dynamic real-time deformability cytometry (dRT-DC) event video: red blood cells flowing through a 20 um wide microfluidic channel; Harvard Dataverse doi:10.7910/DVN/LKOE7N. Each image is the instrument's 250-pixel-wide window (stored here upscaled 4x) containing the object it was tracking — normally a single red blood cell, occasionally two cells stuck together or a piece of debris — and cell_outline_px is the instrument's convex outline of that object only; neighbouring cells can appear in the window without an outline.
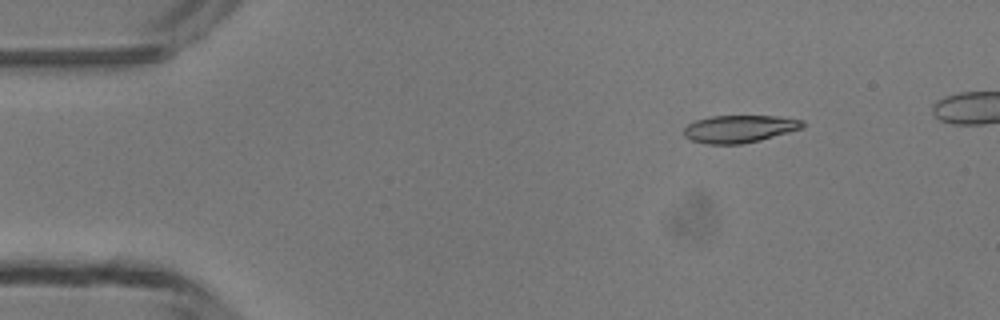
{"species": "common noctule bat (a hibernating species)", "species_latin": "Nyctalus noctula", "temperature_condition": "room temperature", "stored_images_in_passage": 5, "camera_frame_rate_fps": 3000, "um_per_image_px": 0.085, "animal": {"sex": "male", "body_mass_g": 13.3}, "frame": {"image": 1, "passage_image": 2, "time_ms": 1.0, "image_size_px": [1000, 320], "cell_outline_px": [[808, 124], [804, 128], [760, 140], [740, 144], [704, 144], [688, 140], [684, 136], [684, 128], [688, 124], [696, 120], [712, 116], [776, 116], [804, 120]], "centroid_in_image_um": [62.87, 10.96], "position_along_channel_um": 22.1, "area_um2": 19.25}}